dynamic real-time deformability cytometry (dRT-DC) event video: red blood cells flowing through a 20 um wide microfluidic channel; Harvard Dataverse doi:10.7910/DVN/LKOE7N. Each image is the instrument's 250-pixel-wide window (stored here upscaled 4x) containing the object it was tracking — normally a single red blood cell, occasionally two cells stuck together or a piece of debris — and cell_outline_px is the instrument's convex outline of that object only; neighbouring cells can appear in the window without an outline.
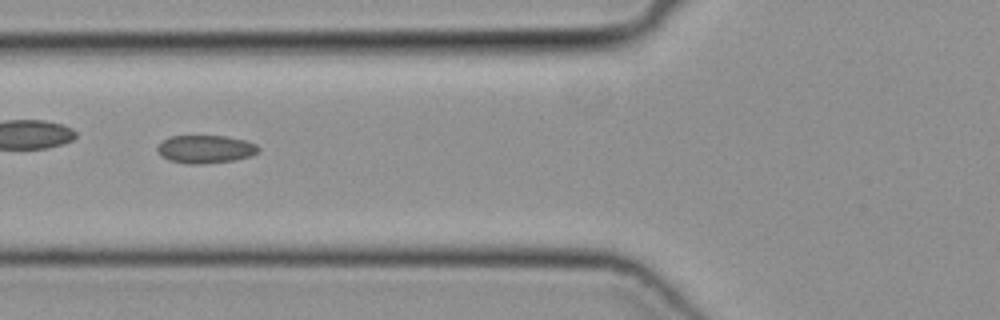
{"species": "common noctule bat (a hibernating species)", "species_latin": "Nyctalus noctula", "temperature_condition": "cold", "stored_images_in_passage": 29, "camera_frame_rate_fps": 3000, "um_per_image_px": 0.085, "animal": {"sex": "female", "body_mass_g": 19.3, "forearm_length_mm": 54.1}, "frame": {"image": 1, "passage_image": 5, "time_ms": 1.333, "image_size_px": [1000, 320], "cell_outline_px": [[260, 148], [252, 156], [232, 160], [204, 164], [188, 164], [168, 160], [156, 148], [168, 136], [228, 136], [244, 140], [256, 144]], "centroid_in_image_um": [17.48, 12.67], "position_along_channel_um": 108.3, "area_um2": 16.36}}
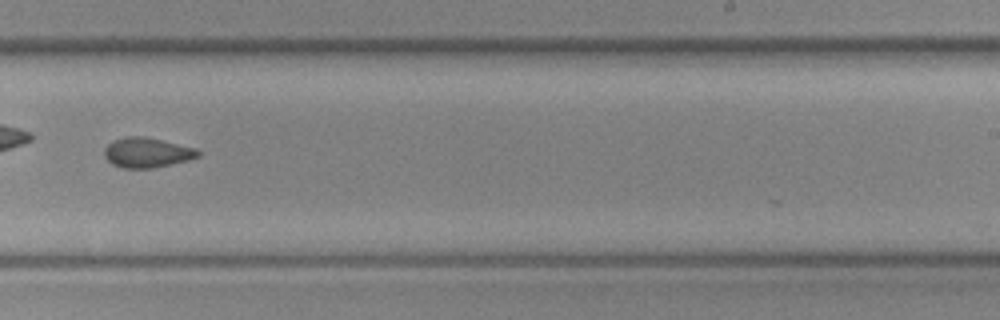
{"frame": {"image": 2, "passage_image": 17, "time_ms": 5.333, "image_size_px": [1000, 320], "cell_outline_px": [[200, 156], [188, 160], [152, 168], [124, 168], [112, 164], [104, 156], [104, 148], [112, 140], [128, 136], [144, 136], [196, 148], [200, 152]], "centroid_in_image_um": [12.48, 12.96], "position_along_channel_um": 276.5, "area_um2": 16.3}}